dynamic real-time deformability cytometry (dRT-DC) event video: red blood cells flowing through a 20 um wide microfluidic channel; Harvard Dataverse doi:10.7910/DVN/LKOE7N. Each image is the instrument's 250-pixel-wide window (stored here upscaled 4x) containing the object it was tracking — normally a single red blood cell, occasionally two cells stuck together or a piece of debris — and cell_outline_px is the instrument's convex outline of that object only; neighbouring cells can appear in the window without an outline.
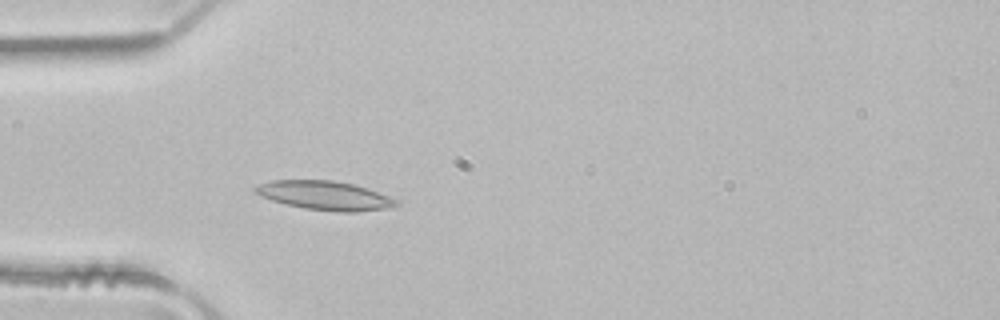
{"species": "common noctule bat (a hibernating species)", "species_latin": "Nyctalus noctula", "temperature_condition": "room temperature", "stored_images_in_passage": 4, "camera_frame_rate_fps": 3000, "um_per_image_px": 0.085, "animal": {"sex": "male", "body_mass_g": 21.5, "forearm_length_mm": 52.0}, "frame": {"image": 1, "passage_image": 4, "time_ms": 1.0, "image_size_px": [1000, 320], "cell_outline_px": [[400, 204], [392, 208], [356, 212], [340, 212], [304, 208], [272, 200], [260, 196], [252, 192], [252, 188], [260, 184], [272, 180], [332, 180], [356, 184], [368, 188], [400, 200]], "centroid_in_image_um": [27.67, 16.61], "position_along_channel_um": 57.3, "area_um2": 24.1}}